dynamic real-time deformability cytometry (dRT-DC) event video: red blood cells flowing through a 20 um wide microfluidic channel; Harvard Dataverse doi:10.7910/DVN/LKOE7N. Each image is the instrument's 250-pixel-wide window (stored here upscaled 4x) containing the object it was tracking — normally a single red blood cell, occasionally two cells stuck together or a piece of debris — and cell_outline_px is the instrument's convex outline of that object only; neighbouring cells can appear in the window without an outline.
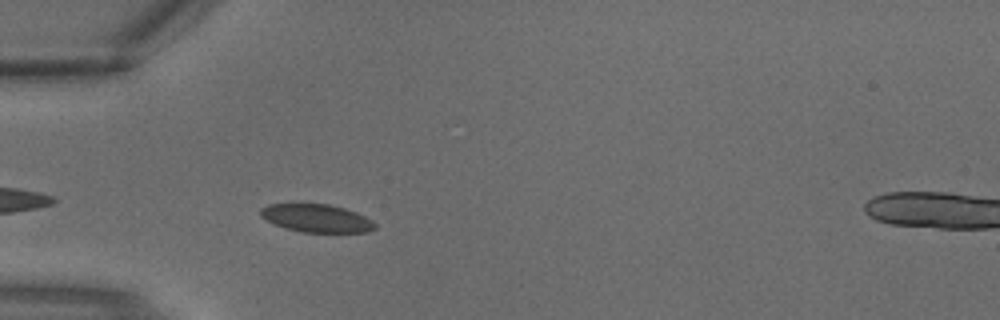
{"species": "common noctule bat (a hibernating species)", "species_latin": "Nyctalus noctula", "temperature_condition": "warm", "stored_images_in_passage": 3, "camera_frame_rate_fps": 3000, "um_per_image_px": 0.085, "animal": {"sex": "male", "body_mass_g": 18.8}, "frame": {"image": 1, "passage_image": 2, "time_ms": 0.333, "image_size_px": [1000, 320], "cell_outline_px": [[376, 228], [368, 232], [300, 232], [276, 224], [260, 216], [260, 208], [268, 204], [328, 204], [344, 208], [356, 212], [372, 220], [376, 224]], "centroid_in_image_um": [26.93, 18.55], "position_along_channel_um": 58.1, "area_um2": 18.5}}